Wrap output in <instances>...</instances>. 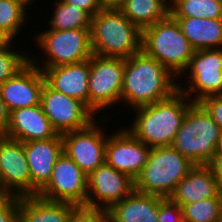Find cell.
Segmentation results:
<instances>
[{
    "mask_svg": "<svg viewBox=\"0 0 222 222\" xmlns=\"http://www.w3.org/2000/svg\"><path fill=\"white\" fill-rule=\"evenodd\" d=\"M177 90V78L155 58L141 50L125 58L121 91L122 109L120 107L118 112L119 115L123 114L117 120L120 121L125 117V110H127L126 114L137 107L163 101Z\"/></svg>",
    "mask_w": 222,
    "mask_h": 222,
    "instance_id": "cell-1",
    "label": "cell"
},
{
    "mask_svg": "<svg viewBox=\"0 0 222 222\" xmlns=\"http://www.w3.org/2000/svg\"><path fill=\"white\" fill-rule=\"evenodd\" d=\"M191 103L177 90L163 101L130 110L128 114L133 119L128 116L121 125L150 148L172 146Z\"/></svg>",
    "mask_w": 222,
    "mask_h": 222,
    "instance_id": "cell-2",
    "label": "cell"
},
{
    "mask_svg": "<svg viewBox=\"0 0 222 222\" xmlns=\"http://www.w3.org/2000/svg\"><path fill=\"white\" fill-rule=\"evenodd\" d=\"M36 26L40 29L39 33L35 31L30 38V41L32 39L33 41L28 42L34 43V46L38 48L33 50L36 51V54L32 50L30 52L32 54L30 55V62L34 66L49 68L70 65L88 60L93 55L90 29L53 30L46 29L43 25L41 26L43 28L40 25L34 27Z\"/></svg>",
    "mask_w": 222,
    "mask_h": 222,
    "instance_id": "cell-3",
    "label": "cell"
},
{
    "mask_svg": "<svg viewBox=\"0 0 222 222\" xmlns=\"http://www.w3.org/2000/svg\"><path fill=\"white\" fill-rule=\"evenodd\" d=\"M90 37L95 55L129 58L141 51L142 31L120 10H101L92 16Z\"/></svg>",
    "mask_w": 222,
    "mask_h": 222,
    "instance_id": "cell-4",
    "label": "cell"
},
{
    "mask_svg": "<svg viewBox=\"0 0 222 222\" xmlns=\"http://www.w3.org/2000/svg\"><path fill=\"white\" fill-rule=\"evenodd\" d=\"M141 50L155 58L176 78L187 68L195 53L171 14L142 30Z\"/></svg>",
    "mask_w": 222,
    "mask_h": 222,
    "instance_id": "cell-5",
    "label": "cell"
},
{
    "mask_svg": "<svg viewBox=\"0 0 222 222\" xmlns=\"http://www.w3.org/2000/svg\"><path fill=\"white\" fill-rule=\"evenodd\" d=\"M221 128L199 102H192L172 147L195 165H208L214 158Z\"/></svg>",
    "mask_w": 222,
    "mask_h": 222,
    "instance_id": "cell-6",
    "label": "cell"
},
{
    "mask_svg": "<svg viewBox=\"0 0 222 222\" xmlns=\"http://www.w3.org/2000/svg\"><path fill=\"white\" fill-rule=\"evenodd\" d=\"M195 166L172 146L151 148L147 163L135 181V190L170 197L176 185Z\"/></svg>",
    "mask_w": 222,
    "mask_h": 222,
    "instance_id": "cell-7",
    "label": "cell"
},
{
    "mask_svg": "<svg viewBox=\"0 0 222 222\" xmlns=\"http://www.w3.org/2000/svg\"><path fill=\"white\" fill-rule=\"evenodd\" d=\"M124 67L125 58L103 57L95 54L91 56L88 81L89 109L97 117L114 119L119 117L116 112L118 113L121 106ZM114 106L117 110H114Z\"/></svg>",
    "mask_w": 222,
    "mask_h": 222,
    "instance_id": "cell-8",
    "label": "cell"
},
{
    "mask_svg": "<svg viewBox=\"0 0 222 222\" xmlns=\"http://www.w3.org/2000/svg\"><path fill=\"white\" fill-rule=\"evenodd\" d=\"M177 89L192 102L222 95V48L195 51L187 68L177 78Z\"/></svg>",
    "mask_w": 222,
    "mask_h": 222,
    "instance_id": "cell-9",
    "label": "cell"
},
{
    "mask_svg": "<svg viewBox=\"0 0 222 222\" xmlns=\"http://www.w3.org/2000/svg\"><path fill=\"white\" fill-rule=\"evenodd\" d=\"M111 120L113 121V117H98L84 129L62 134L63 152L87 176L105 163V147L108 138L106 128L115 126V122Z\"/></svg>",
    "mask_w": 222,
    "mask_h": 222,
    "instance_id": "cell-10",
    "label": "cell"
},
{
    "mask_svg": "<svg viewBox=\"0 0 222 222\" xmlns=\"http://www.w3.org/2000/svg\"><path fill=\"white\" fill-rule=\"evenodd\" d=\"M40 104L53 129L61 135L84 129L98 118L83 102L52 89L46 82Z\"/></svg>",
    "mask_w": 222,
    "mask_h": 222,
    "instance_id": "cell-11",
    "label": "cell"
},
{
    "mask_svg": "<svg viewBox=\"0 0 222 222\" xmlns=\"http://www.w3.org/2000/svg\"><path fill=\"white\" fill-rule=\"evenodd\" d=\"M118 122L115 120V128L108 130L105 163L135 180L146 165L151 148Z\"/></svg>",
    "mask_w": 222,
    "mask_h": 222,
    "instance_id": "cell-12",
    "label": "cell"
},
{
    "mask_svg": "<svg viewBox=\"0 0 222 222\" xmlns=\"http://www.w3.org/2000/svg\"><path fill=\"white\" fill-rule=\"evenodd\" d=\"M88 176L64 152L58 157L49 182L38 196L49 201L70 202L85 205Z\"/></svg>",
    "mask_w": 222,
    "mask_h": 222,
    "instance_id": "cell-13",
    "label": "cell"
},
{
    "mask_svg": "<svg viewBox=\"0 0 222 222\" xmlns=\"http://www.w3.org/2000/svg\"><path fill=\"white\" fill-rule=\"evenodd\" d=\"M88 191L84 206L107 211L135 190V181L104 163L88 175Z\"/></svg>",
    "mask_w": 222,
    "mask_h": 222,
    "instance_id": "cell-14",
    "label": "cell"
},
{
    "mask_svg": "<svg viewBox=\"0 0 222 222\" xmlns=\"http://www.w3.org/2000/svg\"><path fill=\"white\" fill-rule=\"evenodd\" d=\"M0 192L31 196V176L23 142L0 136Z\"/></svg>",
    "mask_w": 222,
    "mask_h": 222,
    "instance_id": "cell-15",
    "label": "cell"
},
{
    "mask_svg": "<svg viewBox=\"0 0 222 222\" xmlns=\"http://www.w3.org/2000/svg\"><path fill=\"white\" fill-rule=\"evenodd\" d=\"M43 71L29 62L15 76L0 85V93L9 112L40 104L45 84Z\"/></svg>",
    "mask_w": 222,
    "mask_h": 222,
    "instance_id": "cell-16",
    "label": "cell"
},
{
    "mask_svg": "<svg viewBox=\"0 0 222 222\" xmlns=\"http://www.w3.org/2000/svg\"><path fill=\"white\" fill-rule=\"evenodd\" d=\"M31 176V196L49 182L58 157L63 153L62 135L51 139L28 141L23 143Z\"/></svg>",
    "mask_w": 222,
    "mask_h": 222,
    "instance_id": "cell-17",
    "label": "cell"
},
{
    "mask_svg": "<svg viewBox=\"0 0 222 222\" xmlns=\"http://www.w3.org/2000/svg\"><path fill=\"white\" fill-rule=\"evenodd\" d=\"M40 69L43 71L46 83L52 89L78 99L89 108L90 59L75 64Z\"/></svg>",
    "mask_w": 222,
    "mask_h": 222,
    "instance_id": "cell-18",
    "label": "cell"
},
{
    "mask_svg": "<svg viewBox=\"0 0 222 222\" xmlns=\"http://www.w3.org/2000/svg\"><path fill=\"white\" fill-rule=\"evenodd\" d=\"M57 135L41 104L10 112L9 127L5 137L21 141L51 139Z\"/></svg>",
    "mask_w": 222,
    "mask_h": 222,
    "instance_id": "cell-19",
    "label": "cell"
},
{
    "mask_svg": "<svg viewBox=\"0 0 222 222\" xmlns=\"http://www.w3.org/2000/svg\"><path fill=\"white\" fill-rule=\"evenodd\" d=\"M221 193L209 165H195L177 185L170 199L180 206L217 197Z\"/></svg>",
    "mask_w": 222,
    "mask_h": 222,
    "instance_id": "cell-20",
    "label": "cell"
},
{
    "mask_svg": "<svg viewBox=\"0 0 222 222\" xmlns=\"http://www.w3.org/2000/svg\"><path fill=\"white\" fill-rule=\"evenodd\" d=\"M106 212L108 222H158L159 196L134 190Z\"/></svg>",
    "mask_w": 222,
    "mask_h": 222,
    "instance_id": "cell-21",
    "label": "cell"
},
{
    "mask_svg": "<svg viewBox=\"0 0 222 222\" xmlns=\"http://www.w3.org/2000/svg\"><path fill=\"white\" fill-rule=\"evenodd\" d=\"M77 205L36 196L18 197V222H67Z\"/></svg>",
    "mask_w": 222,
    "mask_h": 222,
    "instance_id": "cell-22",
    "label": "cell"
},
{
    "mask_svg": "<svg viewBox=\"0 0 222 222\" xmlns=\"http://www.w3.org/2000/svg\"><path fill=\"white\" fill-rule=\"evenodd\" d=\"M174 18L195 51L222 48V19Z\"/></svg>",
    "mask_w": 222,
    "mask_h": 222,
    "instance_id": "cell-23",
    "label": "cell"
},
{
    "mask_svg": "<svg viewBox=\"0 0 222 222\" xmlns=\"http://www.w3.org/2000/svg\"><path fill=\"white\" fill-rule=\"evenodd\" d=\"M119 10L142 31L170 14V0H124Z\"/></svg>",
    "mask_w": 222,
    "mask_h": 222,
    "instance_id": "cell-24",
    "label": "cell"
},
{
    "mask_svg": "<svg viewBox=\"0 0 222 222\" xmlns=\"http://www.w3.org/2000/svg\"><path fill=\"white\" fill-rule=\"evenodd\" d=\"M54 8L44 15V28L53 30L90 29L92 17L83 9L75 5L66 4L60 0H51ZM50 13V14H48ZM52 13V14H51ZM49 16V17H48ZM51 16V17H50ZM47 17V18H46ZM49 18V19H48ZM47 19V20H45ZM49 26V27H48Z\"/></svg>",
    "mask_w": 222,
    "mask_h": 222,
    "instance_id": "cell-25",
    "label": "cell"
},
{
    "mask_svg": "<svg viewBox=\"0 0 222 222\" xmlns=\"http://www.w3.org/2000/svg\"><path fill=\"white\" fill-rule=\"evenodd\" d=\"M29 11V7L20 0H0V28L17 41L21 38L18 36L26 32L28 20L35 16L33 11Z\"/></svg>",
    "mask_w": 222,
    "mask_h": 222,
    "instance_id": "cell-26",
    "label": "cell"
},
{
    "mask_svg": "<svg viewBox=\"0 0 222 222\" xmlns=\"http://www.w3.org/2000/svg\"><path fill=\"white\" fill-rule=\"evenodd\" d=\"M173 17H196L222 19V4L219 0H170Z\"/></svg>",
    "mask_w": 222,
    "mask_h": 222,
    "instance_id": "cell-27",
    "label": "cell"
},
{
    "mask_svg": "<svg viewBox=\"0 0 222 222\" xmlns=\"http://www.w3.org/2000/svg\"><path fill=\"white\" fill-rule=\"evenodd\" d=\"M222 209V193L181 206L183 222H217Z\"/></svg>",
    "mask_w": 222,
    "mask_h": 222,
    "instance_id": "cell-28",
    "label": "cell"
},
{
    "mask_svg": "<svg viewBox=\"0 0 222 222\" xmlns=\"http://www.w3.org/2000/svg\"><path fill=\"white\" fill-rule=\"evenodd\" d=\"M17 43L19 42L14 41L10 46L0 48V85L15 76L30 62V50L23 51L22 46L20 49Z\"/></svg>",
    "mask_w": 222,
    "mask_h": 222,
    "instance_id": "cell-29",
    "label": "cell"
},
{
    "mask_svg": "<svg viewBox=\"0 0 222 222\" xmlns=\"http://www.w3.org/2000/svg\"><path fill=\"white\" fill-rule=\"evenodd\" d=\"M67 222H108L107 212L102 209L77 205L71 211Z\"/></svg>",
    "mask_w": 222,
    "mask_h": 222,
    "instance_id": "cell-30",
    "label": "cell"
},
{
    "mask_svg": "<svg viewBox=\"0 0 222 222\" xmlns=\"http://www.w3.org/2000/svg\"><path fill=\"white\" fill-rule=\"evenodd\" d=\"M158 222H183L181 206L169 197L159 196Z\"/></svg>",
    "mask_w": 222,
    "mask_h": 222,
    "instance_id": "cell-31",
    "label": "cell"
},
{
    "mask_svg": "<svg viewBox=\"0 0 222 222\" xmlns=\"http://www.w3.org/2000/svg\"><path fill=\"white\" fill-rule=\"evenodd\" d=\"M0 222H18V197L0 192Z\"/></svg>",
    "mask_w": 222,
    "mask_h": 222,
    "instance_id": "cell-32",
    "label": "cell"
},
{
    "mask_svg": "<svg viewBox=\"0 0 222 222\" xmlns=\"http://www.w3.org/2000/svg\"><path fill=\"white\" fill-rule=\"evenodd\" d=\"M222 130V95H211L199 102Z\"/></svg>",
    "mask_w": 222,
    "mask_h": 222,
    "instance_id": "cell-33",
    "label": "cell"
},
{
    "mask_svg": "<svg viewBox=\"0 0 222 222\" xmlns=\"http://www.w3.org/2000/svg\"><path fill=\"white\" fill-rule=\"evenodd\" d=\"M69 5H75L86 11L91 17L101 11L97 0H60Z\"/></svg>",
    "mask_w": 222,
    "mask_h": 222,
    "instance_id": "cell-34",
    "label": "cell"
},
{
    "mask_svg": "<svg viewBox=\"0 0 222 222\" xmlns=\"http://www.w3.org/2000/svg\"><path fill=\"white\" fill-rule=\"evenodd\" d=\"M10 112L0 93V136H5L9 127Z\"/></svg>",
    "mask_w": 222,
    "mask_h": 222,
    "instance_id": "cell-35",
    "label": "cell"
},
{
    "mask_svg": "<svg viewBox=\"0 0 222 222\" xmlns=\"http://www.w3.org/2000/svg\"><path fill=\"white\" fill-rule=\"evenodd\" d=\"M208 165L212 168L222 193V155H215Z\"/></svg>",
    "mask_w": 222,
    "mask_h": 222,
    "instance_id": "cell-36",
    "label": "cell"
},
{
    "mask_svg": "<svg viewBox=\"0 0 222 222\" xmlns=\"http://www.w3.org/2000/svg\"><path fill=\"white\" fill-rule=\"evenodd\" d=\"M101 10H119L124 0H97Z\"/></svg>",
    "mask_w": 222,
    "mask_h": 222,
    "instance_id": "cell-37",
    "label": "cell"
},
{
    "mask_svg": "<svg viewBox=\"0 0 222 222\" xmlns=\"http://www.w3.org/2000/svg\"><path fill=\"white\" fill-rule=\"evenodd\" d=\"M15 40L0 28V48L10 46Z\"/></svg>",
    "mask_w": 222,
    "mask_h": 222,
    "instance_id": "cell-38",
    "label": "cell"
},
{
    "mask_svg": "<svg viewBox=\"0 0 222 222\" xmlns=\"http://www.w3.org/2000/svg\"><path fill=\"white\" fill-rule=\"evenodd\" d=\"M22 1L25 5H27L31 11H32V8H36V7H39V5L37 6L36 4L38 3V1L36 0H20ZM42 1V0H41ZM35 4V5H34ZM33 5V6H32ZM32 7V8H31Z\"/></svg>",
    "mask_w": 222,
    "mask_h": 222,
    "instance_id": "cell-39",
    "label": "cell"
},
{
    "mask_svg": "<svg viewBox=\"0 0 222 222\" xmlns=\"http://www.w3.org/2000/svg\"><path fill=\"white\" fill-rule=\"evenodd\" d=\"M215 155H222V131L217 144Z\"/></svg>",
    "mask_w": 222,
    "mask_h": 222,
    "instance_id": "cell-40",
    "label": "cell"
},
{
    "mask_svg": "<svg viewBox=\"0 0 222 222\" xmlns=\"http://www.w3.org/2000/svg\"><path fill=\"white\" fill-rule=\"evenodd\" d=\"M217 222H222V209H221V212H220V216L218 218V221Z\"/></svg>",
    "mask_w": 222,
    "mask_h": 222,
    "instance_id": "cell-41",
    "label": "cell"
}]
</instances>
